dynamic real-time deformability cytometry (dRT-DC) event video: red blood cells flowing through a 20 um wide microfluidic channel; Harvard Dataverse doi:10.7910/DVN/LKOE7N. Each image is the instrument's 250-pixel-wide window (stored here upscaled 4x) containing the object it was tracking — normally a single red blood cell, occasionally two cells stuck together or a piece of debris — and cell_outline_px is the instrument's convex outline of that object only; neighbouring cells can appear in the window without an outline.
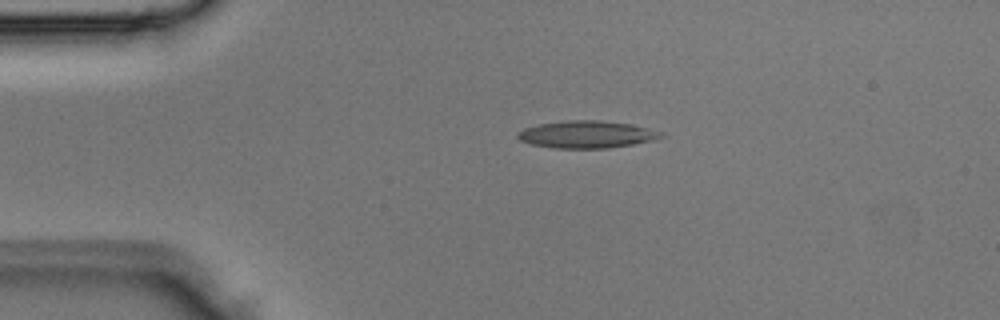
{"species": "Egyptian fruit bat (a non-hibernating species)", "species_latin": "Rousettus aegyptiacus", "temperature_condition": "room temperature", "stored_images_in_passage": 4, "camera_frame_rate_fps": 3000, "um_per_image_px": 0.085, "animal": {"sex": "male"}, "frame": {"image": 1, "passage_image": 3, "time_ms": 0.667, "image_size_px": [1000, 320], "cell_outline_px": [[668, 136], [656, 140], [608, 148], [556, 148], [532, 144], [520, 140], [516, 136], [516, 132], [524, 128], [540, 124], [568, 120], [600, 120], [632, 124], [664, 132]], "centroid_in_image_um": [49.93, 11.42], "position_along_channel_um": 35.1, "area_um2": 22.95}}